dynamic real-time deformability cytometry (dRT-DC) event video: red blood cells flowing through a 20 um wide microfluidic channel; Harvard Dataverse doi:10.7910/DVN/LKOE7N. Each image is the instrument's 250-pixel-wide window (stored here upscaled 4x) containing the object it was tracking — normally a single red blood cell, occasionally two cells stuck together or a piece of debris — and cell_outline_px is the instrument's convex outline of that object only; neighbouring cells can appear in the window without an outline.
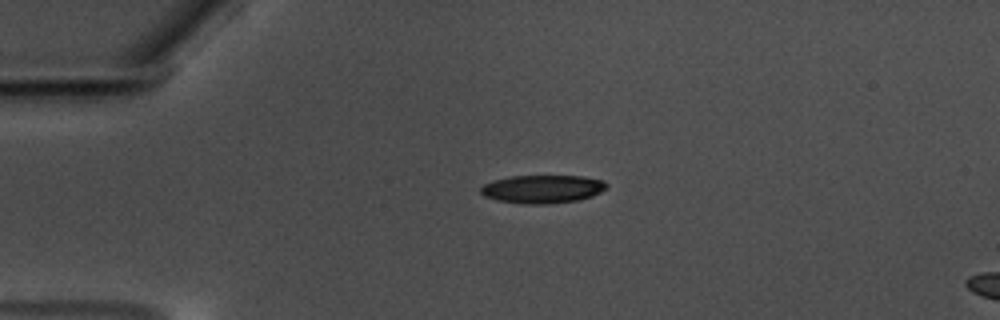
{"species": "common noctule bat (a hibernating species)", "species_latin": "Nyctalus noctula", "temperature_condition": "warm", "stored_images_in_passage": 45, "camera_frame_rate_fps": 3000, "um_per_image_px": 0.085, "animal": {"sex": "male", "body_mass_g": 17.5, "forearm_length_mm": 52.3}, "frame": {"image": 1, "passage_image": 1, "time_ms": 0.0, "image_size_px": [1000, 320], "cell_outline_px": [[608, 188], [592, 196], [576, 200], [548, 204], [524, 204], [496, 200], [484, 196], [480, 192], [480, 188], [484, 184], [492, 180], [512, 176], [584, 176], [604, 180], [608, 184]], "centroid_in_image_um": [46.12, 16.06], "position_along_channel_um": 38.9, "area_um2": 20.81}}
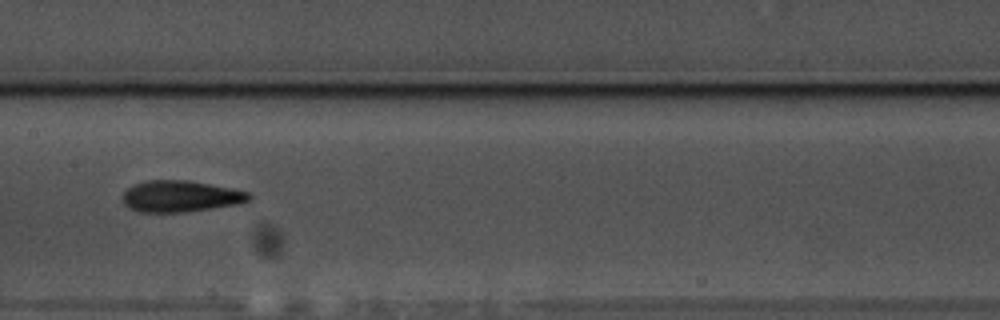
{"frame": {"image": 2, "passage_image": 17, "time_ms": 5.333, "image_size_px": [1000, 320], "cell_outline_px": [[252, 196], [248, 200], [236, 204], [212, 208], [184, 212], [140, 212], [128, 208], [124, 204], [124, 192], [128, 188], [136, 184], [148, 180], [188, 180], [232, 188], [248, 192]], "centroid_in_image_um": [15.33, 16.68], "position_along_channel_um": 192.1, "area_um2": 22.89}}
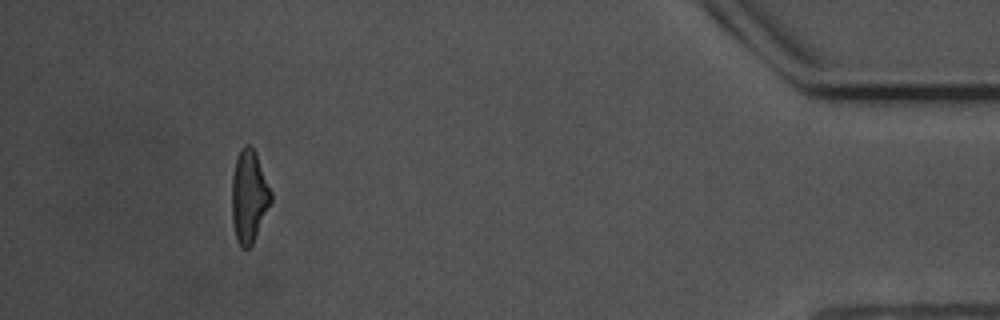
{"frame": {"image": 3, "passage_image": 41, "time_ms": 13.333, "image_size_px": [1000, 320], "cell_outline_px": [[272, 200], [252, 244], [248, 248], [240, 248], [236, 240], [232, 220], [232, 176], [236, 160], [240, 148], [244, 144], [248, 144], [256, 152], [272, 192]], "centroid_in_image_um": [21.16, 16.68], "position_along_channel_um": 414.0, "area_um2": 21.1}, "authors_computed_cell_mechanics": {"area_um2": 21.7906, "velocity_mm_per_s": 3.5362, "shape_relaxation_time_tau1_ms": 3.1112, "shape_relaxation_time_tau2_ms": 2.845, "deformation_change_tau1": 0.1521, "deformation_change_tau2": 0.123}}